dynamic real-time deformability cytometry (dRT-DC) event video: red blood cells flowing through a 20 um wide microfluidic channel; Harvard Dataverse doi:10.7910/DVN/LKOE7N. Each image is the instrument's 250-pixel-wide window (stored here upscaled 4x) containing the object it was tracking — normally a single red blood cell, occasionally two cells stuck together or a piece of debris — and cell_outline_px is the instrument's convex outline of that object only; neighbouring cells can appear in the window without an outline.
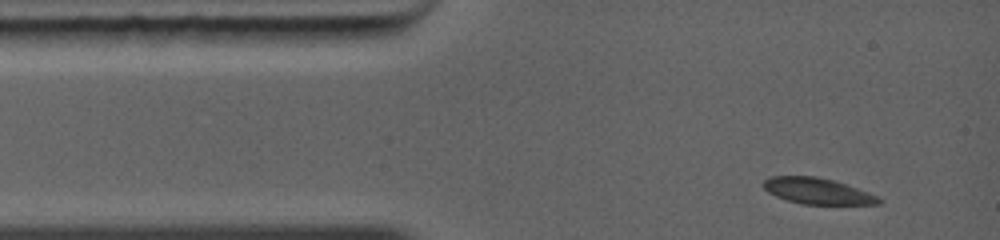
{"species": "common noctule bat (a hibernating species)", "species_latin": "Nyctalus noctula", "temperature_condition": "warm", "stored_images_in_passage": 4, "camera_frame_rate_fps": 5000, "um_per_image_px": 0.085, "animal": {"sex": "female", "body_mass_g": 19.0, "forearm_length_mm": 56.7}, "frame": {"image": 1, "passage_image": 1, "time_ms": 0.0, "image_size_px": [1000, 240], "cell_outline_px": [[880, 204], [800, 204], [776, 196], [768, 192], [764, 188], [764, 180], [772, 176], [816, 176], [832, 180], [868, 192], [876, 196], [880, 200]], "centroid_in_image_um": [69.44, 16.24], "position_along_channel_um": 15.6, "area_um2": 17.17}}
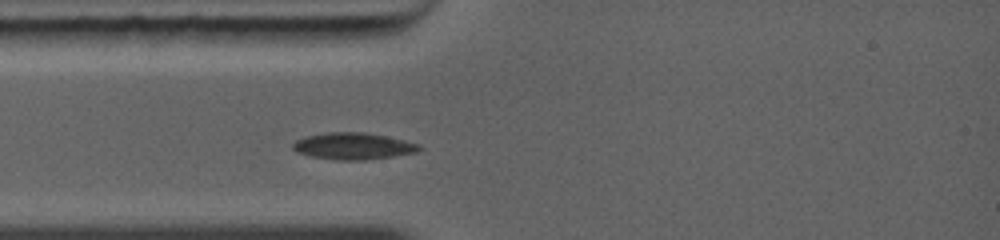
{"frame": {"image": 2, "passage_image": 3, "time_ms": 1.8, "image_size_px": [1000, 240], "cell_outline_px": [[424, 148], [416, 152], [392, 156], [364, 160], [336, 160], [312, 156], [296, 152], [292, 148], [292, 144], [296, 140], [304, 136], [328, 132], [364, 132], [404, 140], [420, 144]], "centroid_in_image_um": [30.01, 12.41], "position_along_channel_um": 55.0, "area_um2": 19.65}}
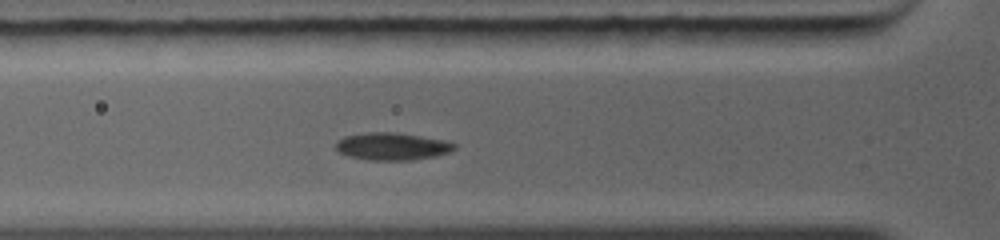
{"frame": {"image": 3, "passage_image": 4, "time_ms": 2.6, "image_size_px": [1000, 240], "cell_outline_px": [[456, 148], [448, 152], [436, 156], [412, 160], [368, 160], [348, 156], [340, 152], [336, 148], [336, 140], [344, 136], [368, 132], [392, 132], [420, 136], [444, 140], [456, 144]], "centroid_in_image_um": [33.31, 12.44], "position_along_channel_um": 92.5, "area_um2": 18.9}}